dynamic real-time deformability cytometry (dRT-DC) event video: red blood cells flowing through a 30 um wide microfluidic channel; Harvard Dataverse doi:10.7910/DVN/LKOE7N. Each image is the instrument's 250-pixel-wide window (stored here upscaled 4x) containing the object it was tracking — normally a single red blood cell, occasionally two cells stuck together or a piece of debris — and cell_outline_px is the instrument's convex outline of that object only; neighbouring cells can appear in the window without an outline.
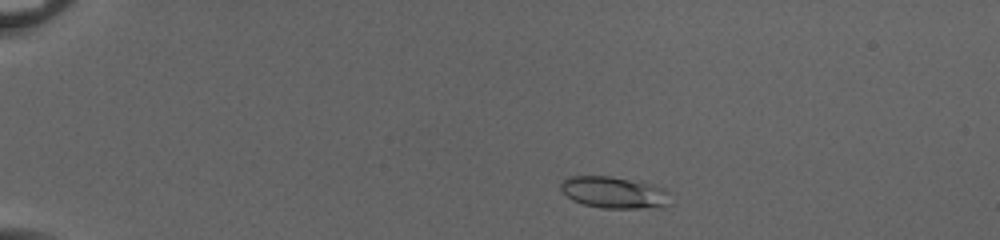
{"species": "common noctule bat (a hibernating species)", "species_latin": "Nyctalus noctula", "temperature_condition": "cold", "stored_images_in_passage": 46, "camera_frame_rate_fps": 3000, "um_per_image_px": 0.085, "animal": {"sex": "female", "body_mass_g": 20.0, "forearm_length_mm": 54.0}, "frame": {"image": 1, "passage_image": 5, "time_ms": 1.333, "image_size_px": [1000, 240], "cell_outline_px": [[668, 204], [664, 208], [600, 208], [584, 204], [572, 200], [560, 188], [560, 184], [564, 176], [608, 176], [652, 184], [664, 188], [668, 192]], "centroid_in_image_um": [52.18, 16.36], "position_along_channel_um": 32.8, "area_um2": 20.29}}
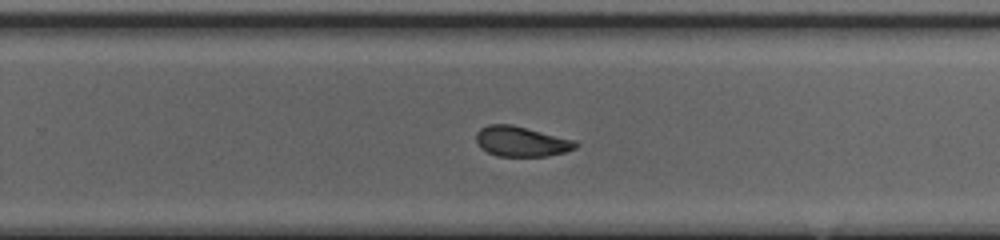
{"frame": {"image": 2, "passage_image": 30, "time_ms": 9.667, "image_size_px": [1000, 240], "cell_outline_px": [[580, 144], [576, 148], [564, 152], [548, 156], [496, 156], [480, 148], [476, 144], [476, 132], [480, 128], [488, 124], [512, 124], [576, 140]], "centroid_in_image_um": [44.3, 12.02], "position_along_channel_um": 285.5, "area_um2": 17.74}}
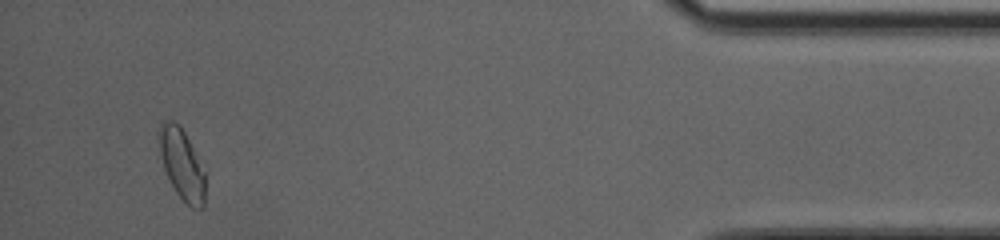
{"frame": {"image": 3, "passage_image": 44, "time_ms": 14.333, "image_size_px": [1000, 240], "cell_outline_px": [[208, 172], [204, 204], [200, 208], [192, 208], [176, 192], [164, 168], [156, 136], [160, 124], [164, 120], [172, 120], [180, 124], [208, 168]], "centroid_in_image_um": [15.53, 13.89], "position_along_channel_um": 419.7, "area_um2": 20.11}, "authors_computed_cell_mechanics": {"area_um2": 18.3515, "velocity_mm_per_s": 4.0518, "shape_relaxation_time_tau1_ms": 5.6523, "shape_relaxation_time_tau2_ms": 2.1687, "deformation_change_tau1": 0.1583, "deformation_change_tau2": 0.0859}}